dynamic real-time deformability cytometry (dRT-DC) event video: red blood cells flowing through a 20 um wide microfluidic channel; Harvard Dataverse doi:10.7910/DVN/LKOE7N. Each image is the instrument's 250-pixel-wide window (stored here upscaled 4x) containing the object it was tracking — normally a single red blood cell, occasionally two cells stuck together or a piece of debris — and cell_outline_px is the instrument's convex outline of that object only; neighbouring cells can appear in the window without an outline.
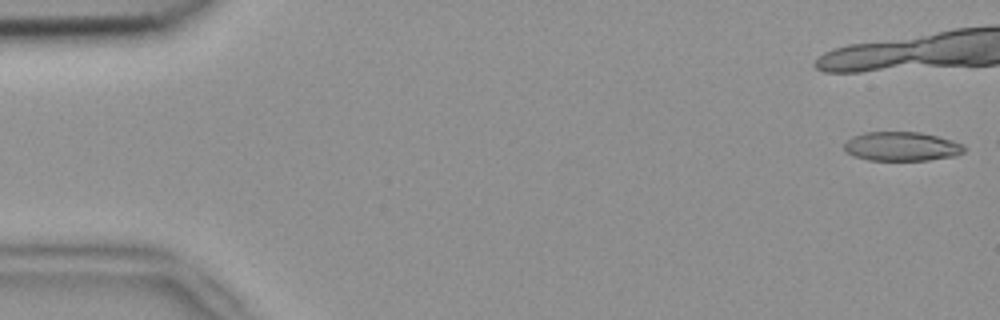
{"species": "common noctule bat (a hibernating species)", "species_latin": "Nyctalus noctula", "temperature_condition": "room temperature", "stored_images_in_passage": 6, "camera_frame_rate_fps": 3000, "um_per_image_px": 0.085, "animal": {"sex": "female", "body_mass_g": 18.4}, "frame": {"image": 1, "passage_image": 1, "time_ms": 0.0, "image_size_px": [1000, 320], "cell_outline_px": [[964, 152], [956, 156], [928, 160], [868, 160], [852, 156], [844, 148], [844, 144], [852, 136], [864, 132], [920, 132], [952, 140], [964, 144]], "centroid_in_image_um": [76.64, 12.45], "position_along_channel_um": 8.4, "area_um2": 20.4}}